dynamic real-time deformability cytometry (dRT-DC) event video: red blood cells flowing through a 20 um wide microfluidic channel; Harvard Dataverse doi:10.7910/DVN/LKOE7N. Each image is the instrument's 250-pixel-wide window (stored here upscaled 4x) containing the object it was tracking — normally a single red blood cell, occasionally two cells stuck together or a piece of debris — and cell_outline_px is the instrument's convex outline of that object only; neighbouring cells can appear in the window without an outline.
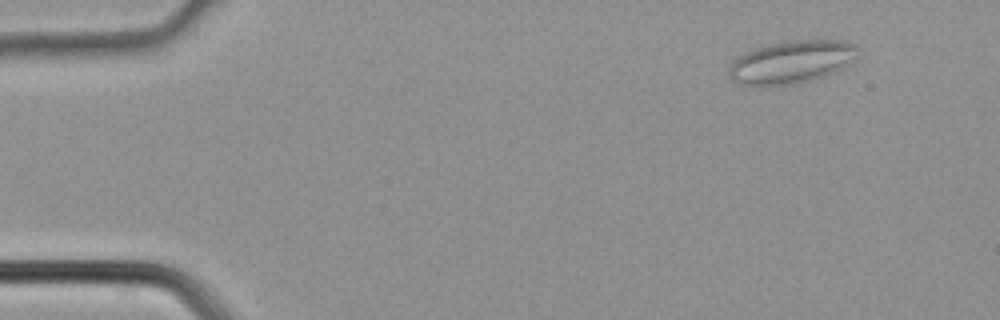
{"species": "common noctule bat (a hibernating species)", "species_latin": "Nyctalus noctula", "temperature_condition": "cold", "stored_images_in_passage": 2, "camera_frame_rate_fps": 3000, "um_per_image_px": 0.085, "animal": {"sex": "male", "body_mass_g": 21.5, "forearm_length_mm": 52.0}, "frame": {"image": 1, "passage_image": 1, "time_ms": 0.0, "image_size_px": [1000, 320], "cell_outline_px": [[856, 56], [844, 68], [836, 72], [812, 80], [792, 84], [764, 88], [736, 84], [728, 76], [728, 68], [732, 60], [736, 56], [756, 48], [784, 40], [848, 40], [856, 44]], "centroid_in_image_um": [67.22, 5.3], "position_along_channel_um": 17.8, "area_um2": 33.0}}